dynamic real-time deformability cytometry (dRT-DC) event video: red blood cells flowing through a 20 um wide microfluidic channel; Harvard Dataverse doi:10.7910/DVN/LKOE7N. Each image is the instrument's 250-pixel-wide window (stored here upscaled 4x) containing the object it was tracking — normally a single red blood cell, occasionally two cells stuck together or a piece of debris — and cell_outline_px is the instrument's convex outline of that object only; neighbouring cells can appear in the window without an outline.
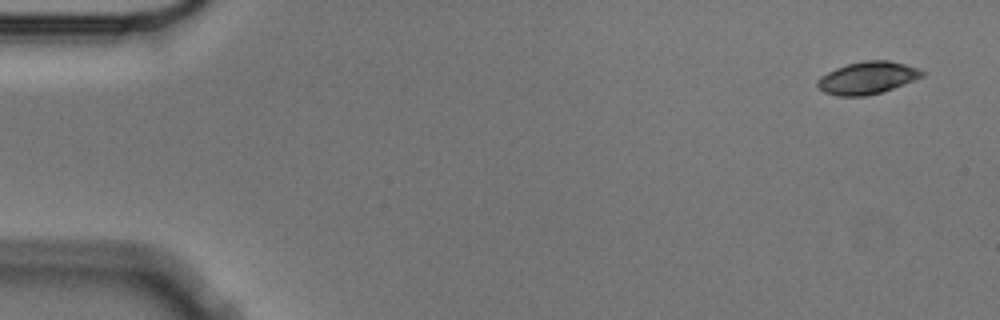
{"species": "Egyptian fruit bat (a non-hibernating species)", "species_latin": "Rousettus aegyptiacus", "temperature_condition": "cold", "stored_images_in_passage": 5, "camera_frame_rate_fps": 3000, "um_per_image_px": 0.085, "animal": {"sex": "male"}, "frame": {"image": 1, "passage_image": 1, "time_ms": 0.0, "image_size_px": [1000, 320], "cell_outline_px": [[924, 76], [904, 84], [880, 92], [864, 96], [836, 96], [824, 92], [816, 84], [816, 80], [820, 76], [836, 68], [848, 64], [864, 60], [888, 60], [920, 68], [924, 72]], "centroid_in_image_um": [73.72, 6.61], "position_along_channel_um": 11.3, "area_um2": 19.65}}
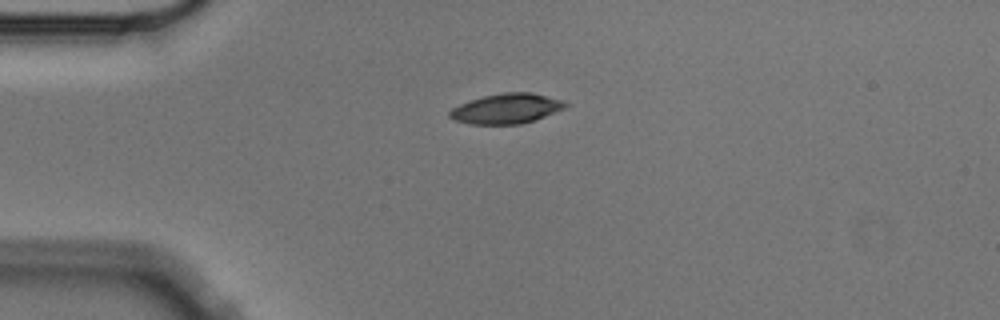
{"frame": {"image": 2, "passage_image": 4, "time_ms": 1.0, "image_size_px": [1000, 320], "cell_outline_px": [[568, 104], [564, 108], [536, 120], [520, 124], [472, 124], [456, 120], [448, 116], [448, 112], [452, 108], [460, 104], [484, 96], [504, 92], [532, 92], [564, 100]], "centroid_in_image_um": [43.08, 9.23], "position_along_channel_um": 41.9, "area_um2": 20.17}}